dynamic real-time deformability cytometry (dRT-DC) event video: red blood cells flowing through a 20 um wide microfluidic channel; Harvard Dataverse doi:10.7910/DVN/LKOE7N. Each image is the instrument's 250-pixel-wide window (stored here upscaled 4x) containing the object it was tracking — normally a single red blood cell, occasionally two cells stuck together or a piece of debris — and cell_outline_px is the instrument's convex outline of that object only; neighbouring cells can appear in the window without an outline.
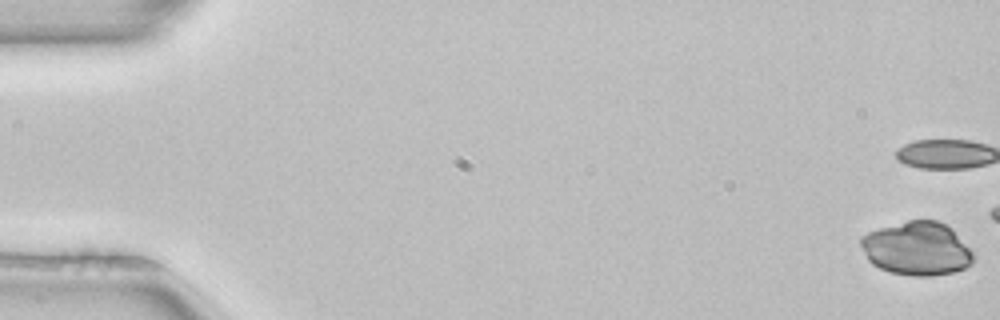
{"species": "common noctule bat (a hibernating species)", "species_latin": "Nyctalus noctula", "temperature_condition": "room temperature", "stored_images_in_passage": 10, "camera_frame_rate_fps": 3000, "um_per_image_px": 0.085, "animal": {"sex": "female", "body_mass_g": 22.7, "forearm_length_mm": 54.2}, "frame": {"image": 1, "passage_image": 1, "time_ms": 0.0, "image_size_px": [1000, 320], "cell_outline_px": [[976, 256], [972, 264], [964, 268], [952, 272], [928, 276], [916, 276], [892, 272], [880, 268], [872, 264], [868, 260], [860, 244], [860, 236], [868, 232], [880, 228], [908, 220], [940, 220], [952, 228], [976, 252]], "centroid_in_image_um": [77.99, 21.11], "position_along_channel_um": 7.0, "area_um2": 35.49}}